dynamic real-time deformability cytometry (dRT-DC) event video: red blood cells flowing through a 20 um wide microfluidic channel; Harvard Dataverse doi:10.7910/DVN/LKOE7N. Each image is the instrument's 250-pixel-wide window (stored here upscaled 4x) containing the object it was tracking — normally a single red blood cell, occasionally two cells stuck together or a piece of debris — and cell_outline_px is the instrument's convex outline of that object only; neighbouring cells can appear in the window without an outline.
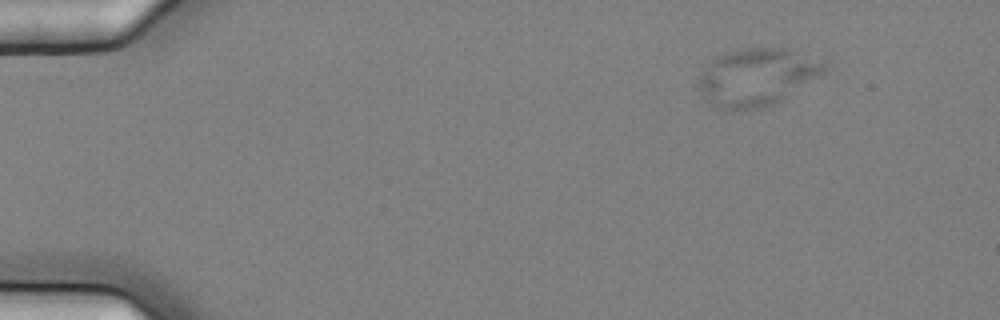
{"species": "common noctule bat (a hibernating species)", "species_latin": "Nyctalus noctula", "temperature_condition": "cold", "stored_images_in_passage": 14, "camera_frame_rate_fps": 3000, "um_per_image_px": 0.085, "animal": {"sex": "female", "body_mass_g": 25.1}, "frame": {"image": 1, "passage_image": 3, "time_ms": 0.667, "image_size_px": [1000, 320], "cell_outline_px": [[828, 72], [776, 104], [764, 108], [716, 108], [704, 100], [700, 96], [696, 88], [696, 76], [716, 56], [724, 52], [740, 48], [788, 48], [828, 60]], "centroid_in_image_um": [64.37, 6.53], "position_along_channel_um": 20.6, "area_um2": 43.52}}
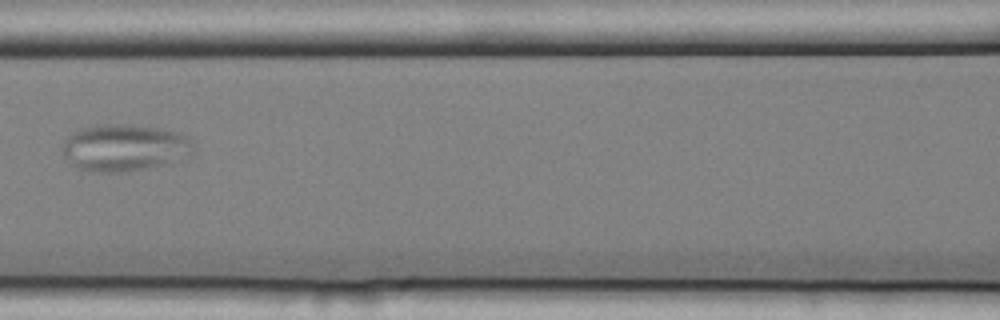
{"frame": {"image": 2, "passage_image": 8, "time_ms": 2.333, "image_size_px": [1000, 320], "cell_outline_px": [[196, 152], [192, 156], [148, 168], [128, 172], [96, 172], [76, 168], [64, 156], [64, 140], [72, 132], [80, 128], [104, 124], [128, 124], [160, 128], [176, 132], [184, 136], [196, 148]], "centroid_in_image_um": [10.59, 12.56], "position_along_channel_um": 156.0, "area_um2": 35.95}}
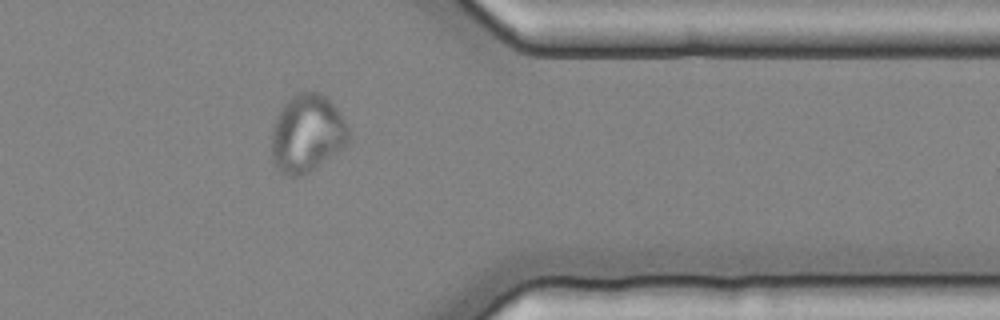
{"frame": {"image": 3, "passage_image": 14, "time_ms": 4.333, "image_size_px": [1000, 320], "cell_outline_px": [[352, 140], [316, 168], [300, 176], [288, 176], [280, 172], [276, 168], [272, 160], [272, 132], [280, 108], [296, 92], [320, 92], [328, 96], [340, 112], [348, 124], [352, 136]], "centroid_in_image_um": [26.14, 11.33], "position_along_channel_um": 385.3, "area_um2": 35.43}}